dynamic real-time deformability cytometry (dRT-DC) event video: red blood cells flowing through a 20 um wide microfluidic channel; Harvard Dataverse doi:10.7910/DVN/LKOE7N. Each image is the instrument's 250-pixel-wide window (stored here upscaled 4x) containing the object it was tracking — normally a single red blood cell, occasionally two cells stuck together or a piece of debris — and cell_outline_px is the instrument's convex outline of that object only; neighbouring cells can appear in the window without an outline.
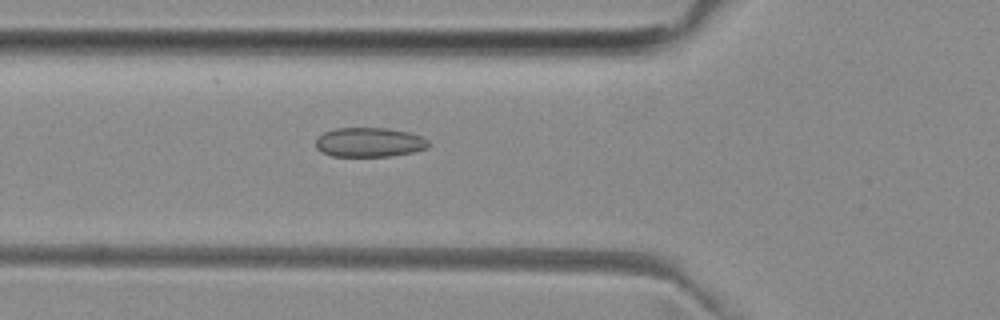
{"species": "common noctule bat (a hibernating species)", "species_latin": "Nyctalus noctula", "temperature_condition": "room temperature", "stored_images_in_passage": 48, "camera_frame_rate_fps": 3000, "um_per_image_px": 0.085, "animal": {"sex": "female", "body_mass_g": 29.2, "forearm_length_mm": 56.3}, "frame": {"image": 1, "passage_image": 15, "time_ms": 4.667, "image_size_px": [1000, 320], "cell_outline_px": [[432, 144], [428, 148], [412, 152], [392, 156], [332, 156], [320, 152], [316, 148], [316, 140], [324, 132], [336, 128], [388, 128], [408, 132], [420, 136], [428, 140]], "centroid_in_image_um": [31.41, 12.1], "position_along_channel_um": 94.4, "area_um2": 19.42}}
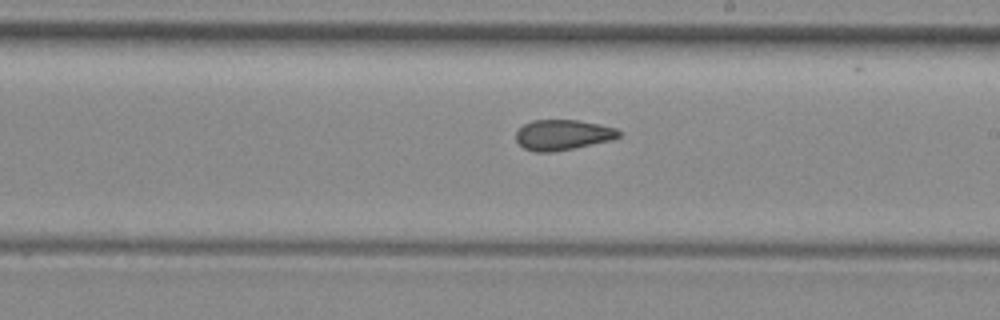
{"frame": {"image": 2, "passage_image": 26, "time_ms": 8.333, "image_size_px": [1000, 320], "cell_outline_px": [[620, 136], [612, 140], [552, 152], [532, 152], [524, 148], [516, 140], [516, 132], [524, 124], [532, 120], [580, 120], [600, 124], [616, 128], [620, 132]], "centroid_in_image_um": [47.83, 11.46], "position_along_channel_um": 241.2, "area_um2": 18.21}}
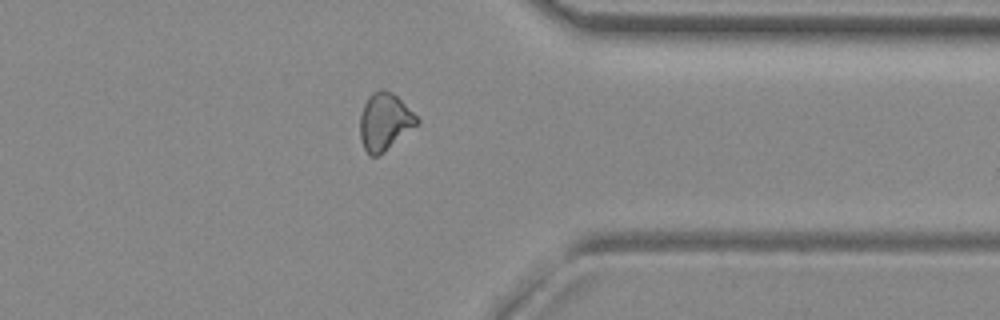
{"frame": {"image": 3, "passage_image": 37, "time_ms": 12.0, "image_size_px": [1000, 320], "cell_outline_px": [[420, 124], [380, 156], [368, 156], [360, 140], [360, 116], [364, 104], [368, 96], [372, 92], [380, 88], [384, 88], [392, 92], [420, 120]], "centroid_in_image_um": [32.69, 10.37], "position_along_channel_um": 378.7, "area_um2": 19.36}, "authors_computed_cell_mechanics": {"area_um2": 18.9873, "velocity_mm_per_s": 3.9944, "shape_relaxation_time_tau1_ms": null, "shape_relaxation_time_tau2_ms": 3.9357, "deformation_change_tau1": null, "deformation_change_tau2": 0.0802}}